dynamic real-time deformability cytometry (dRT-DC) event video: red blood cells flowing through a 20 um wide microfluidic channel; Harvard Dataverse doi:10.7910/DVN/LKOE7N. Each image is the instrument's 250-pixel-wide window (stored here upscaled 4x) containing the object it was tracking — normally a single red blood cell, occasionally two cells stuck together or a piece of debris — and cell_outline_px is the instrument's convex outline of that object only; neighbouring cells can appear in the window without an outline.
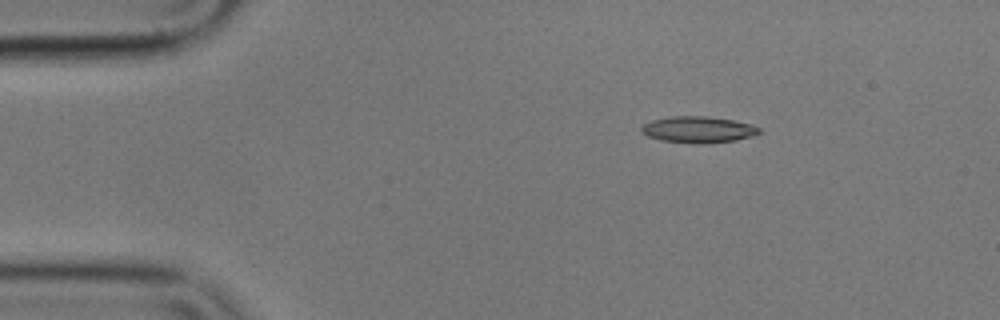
{"species": "common noctule bat (a hibernating species)", "species_latin": "Nyctalus noctula", "temperature_condition": "cold", "stored_images_in_passage": 48, "camera_frame_rate_fps": 3000, "um_per_image_px": 0.085, "animal": {"sex": "male", "body_mass_g": 17.9}, "frame": {"image": 1, "passage_image": 1, "time_ms": 0.0, "image_size_px": [1000, 320], "cell_outline_px": [[760, 132], [752, 136], [736, 140], [708, 144], [700, 144], [660, 140], [648, 136], [640, 132], [640, 124], [652, 120], [672, 116], [708, 116], [732, 120], [752, 124], [760, 128]], "centroid_in_image_um": [59.31, 11.01], "position_along_channel_um": 25.7, "area_um2": 18.32}}
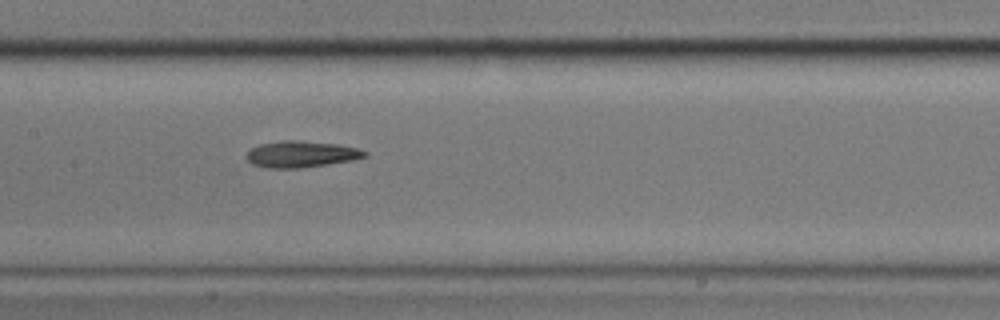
{"frame": {"image": 2, "passage_image": 19, "time_ms": 6.0, "image_size_px": [1000, 320], "cell_outline_px": [[368, 156], [356, 160], [300, 168], [268, 168], [252, 164], [244, 156], [252, 148], [260, 144], [280, 140], [296, 140], [340, 144], [356, 148], [368, 152]], "centroid_in_image_um": [25.63, 13.1], "position_along_channel_um": 181.8, "area_um2": 18.38}}
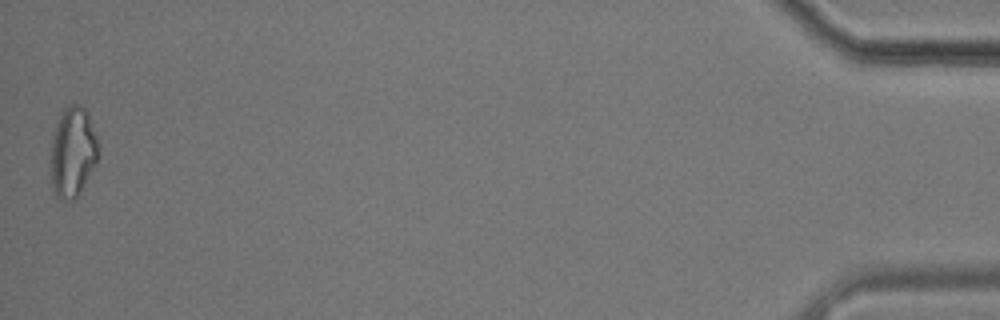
{"frame": {"image": 3, "passage_image": 48, "time_ms": 15.667, "image_size_px": [1000, 320], "cell_outline_px": [[100, 148], [96, 160], [76, 200], [68, 200], [56, 196], [52, 188], [52, 136], [56, 120], [64, 108], [72, 104], [80, 104], [88, 112], [100, 144]], "centroid_in_image_um": [6.2, 12.87], "position_along_channel_um": 429.0, "area_um2": 24.97}, "authors_computed_cell_mechanics": {"area_um2": 18.5249, "velocity_mm_per_s": 3.5425, "shape_relaxation_time_tau1_ms": null, "shape_relaxation_time_tau2_ms": 7.6843, "deformation_change_tau1": null, "deformation_change_tau2": 0.1982}}